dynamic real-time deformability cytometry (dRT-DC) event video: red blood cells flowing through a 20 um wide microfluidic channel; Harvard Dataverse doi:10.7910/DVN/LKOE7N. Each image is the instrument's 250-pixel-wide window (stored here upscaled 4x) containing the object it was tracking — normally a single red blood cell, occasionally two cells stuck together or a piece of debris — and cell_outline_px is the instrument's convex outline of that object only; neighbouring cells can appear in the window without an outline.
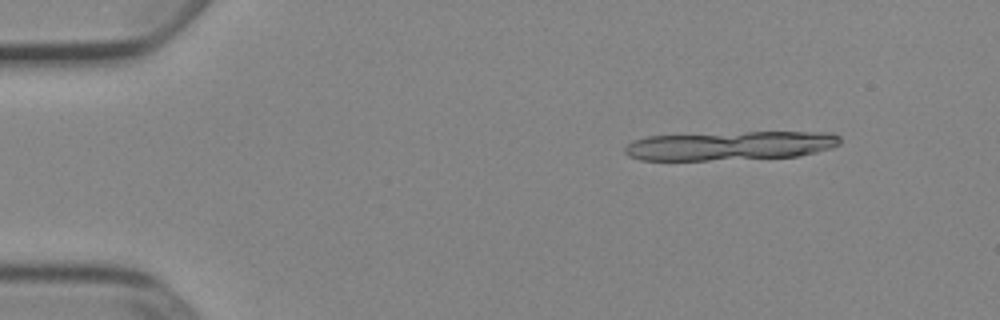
{"species": "Egyptian fruit bat (a non-hibernating species)", "species_latin": "Rousettus aegyptiacus", "temperature_condition": "cold", "stored_images_in_passage": 20, "camera_frame_rate_fps": 3000, "um_per_image_px": 0.085, "animal": {"sex": "female"}, "frame": {"image": 1, "passage_image": 6, "time_ms": 1.667, "image_size_px": [1000, 320], "cell_outline_px": [[840, 144], [832, 148], [800, 156], [708, 160], [640, 160], [628, 156], [624, 152], [624, 148], [632, 140], [648, 136], [748, 132], [832, 132], [840, 136]], "centroid_in_image_um": [62.08, 12.38], "position_along_channel_um": 22.9, "area_um2": 36.41}}